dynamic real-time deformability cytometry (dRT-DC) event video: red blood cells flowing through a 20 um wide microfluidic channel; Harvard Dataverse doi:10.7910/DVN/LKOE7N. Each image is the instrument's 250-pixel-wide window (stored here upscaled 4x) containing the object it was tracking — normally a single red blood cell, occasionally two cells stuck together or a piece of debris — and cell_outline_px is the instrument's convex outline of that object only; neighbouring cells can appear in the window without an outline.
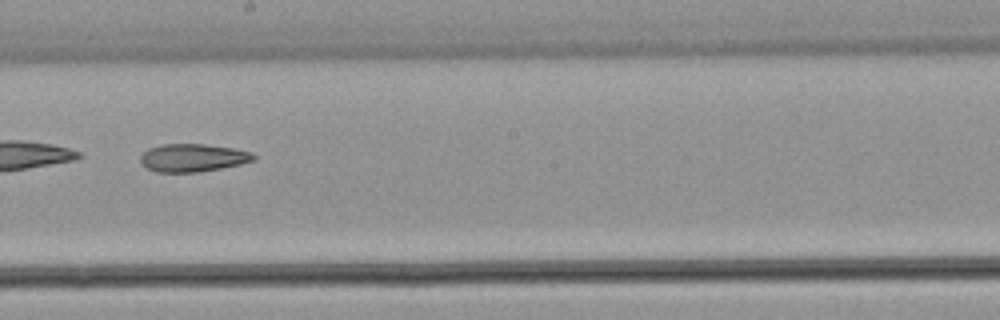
{"species": "common noctule bat (a hibernating species)", "species_latin": "Nyctalus noctula", "temperature_condition": "warm", "stored_images_in_passage": 50, "camera_frame_rate_fps": 3000, "um_per_image_px": 0.085, "animal": {"sex": "male", "body_mass_g": 21.5, "forearm_length_mm": 52.0}, "frame": {"image": 1, "passage_image": 29, "time_ms": 9.333, "image_size_px": [1000, 320], "cell_outline_px": [[256, 160], [240, 164], [220, 168], [196, 172], [156, 172], [148, 168], [140, 160], [140, 156], [148, 148], [164, 144], [204, 144], [232, 148], [252, 152], [256, 156]], "centroid_in_image_um": [16.41, 13.4], "position_along_channel_um": 231.8, "area_um2": 18.26}}